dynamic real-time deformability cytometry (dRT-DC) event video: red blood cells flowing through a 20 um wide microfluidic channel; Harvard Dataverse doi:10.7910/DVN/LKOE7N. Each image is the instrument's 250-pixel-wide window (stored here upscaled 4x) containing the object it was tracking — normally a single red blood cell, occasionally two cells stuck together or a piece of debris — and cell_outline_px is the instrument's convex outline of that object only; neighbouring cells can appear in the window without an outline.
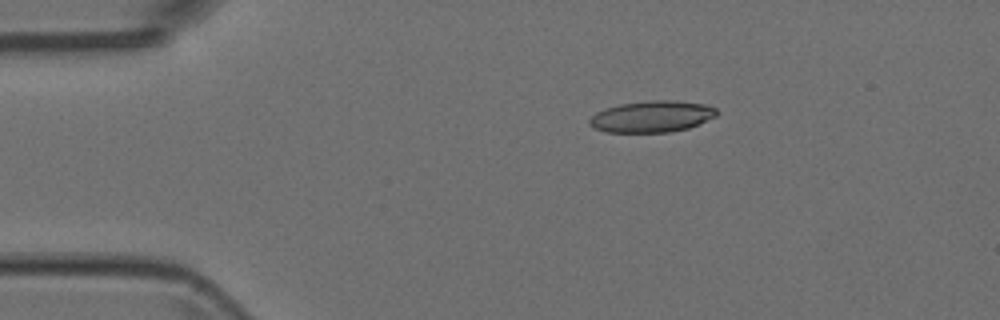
{"species": "Egyptian fruit bat (a non-hibernating species)", "species_latin": "Rousettus aegyptiacus", "temperature_condition": "room temperature", "stored_images_in_passage": 5, "camera_frame_rate_fps": 3000, "um_per_image_px": 0.085, "animal": {"sex": "female"}, "frame": {"image": 1, "passage_image": 3, "time_ms": 0.667, "image_size_px": [1000, 320], "cell_outline_px": [[716, 116], [688, 128], [668, 132], [608, 132], [592, 128], [588, 124], [588, 120], [596, 112], [604, 108], [620, 104], [652, 100], [676, 100], [708, 104], [716, 108]], "centroid_in_image_um": [55.39, 9.89], "position_along_channel_um": 29.6, "area_um2": 23.41}}
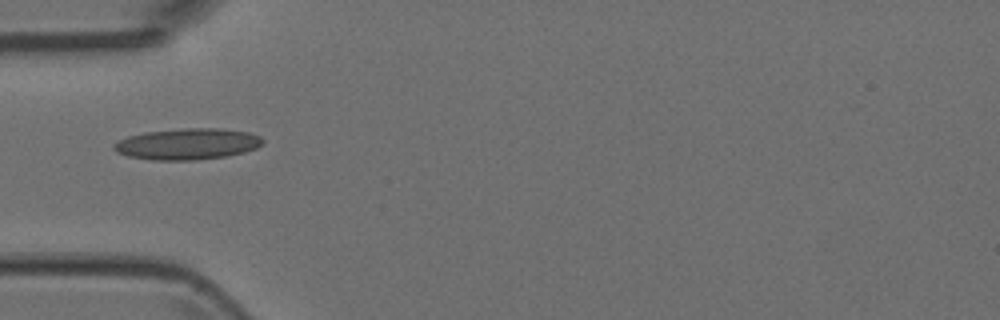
{"frame": {"image": 2, "passage_image": 5, "time_ms": 1.333, "image_size_px": [1000, 320], "cell_outline_px": [[264, 140], [256, 148], [244, 152], [228, 156], [196, 160], [152, 160], [128, 156], [116, 152], [112, 148], [112, 144], [128, 136], [144, 132], [184, 128], [220, 128], [248, 132], [260, 136]], "centroid_in_image_um": [15.91, 12.24], "position_along_channel_um": 69.1, "area_um2": 27.17}}